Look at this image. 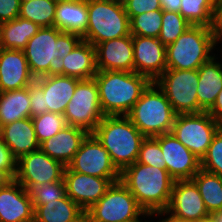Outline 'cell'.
<instances>
[{"mask_svg":"<svg viewBox=\"0 0 222 222\" xmlns=\"http://www.w3.org/2000/svg\"><path fill=\"white\" fill-rule=\"evenodd\" d=\"M120 180L147 215L167 209L175 181L167 170L135 162L121 172Z\"/></svg>","mask_w":222,"mask_h":222,"instance_id":"6da1fadb","label":"cell"},{"mask_svg":"<svg viewBox=\"0 0 222 222\" xmlns=\"http://www.w3.org/2000/svg\"><path fill=\"white\" fill-rule=\"evenodd\" d=\"M93 78L104 116H127L152 82L144 75L126 71H97Z\"/></svg>","mask_w":222,"mask_h":222,"instance_id":"7a4b0ae2","label":"cell"},{"mask_svg":"<svg viewBox=\"0 0 222 222\" xmlns=\"http://www.w3.org/2000/svg\"><path fill=\"white\" fill-rule=\"evenodd\" d=\"M82 40L81 35L62 32L55 26L41 27L23 49L31 74L38 78L55 73L59 60Z\"/></svg>","mask_w":222,"mask_h":222,"instance_id":"3957f363","label":"cell"},{"mask_svg":"<svg viewBox=\"0 0 222 222\" xmlns=\"http://www.w3.org/2000/svg\"><path fill=\"white\" fill-rule=\"evenodd\" d=\"M92 133L120 172L137 161L146 138L127 116H104Z\"/></svg>","mask_w":222,"mask_h":222,"instance_id":"277c9868","label":"cell"},{"mask_svg":"<svg viewBox=\"0 0 222 222\" xmlns=\"http://www.w3.org/2000/svg\"><path fill=\"white\" fill-rule=\"evenodd\" d=\"M176 115L163 90L153 81L127 117L145 137H156L171 132Z\"/></svg>","mask_w":222,"mask_h":222,"instance_id":"5b68a950","label":"cell"},{"mask_svg":"<svg viewBox=\"0 0 222 222\" xmlns=\"http://www.w3.org/2000/svg\"><path fill=\"white\" fill-rule=\"evenodd\" d=\"M215 28L191 25L174 43L166 46L167 69L198 70L213 56Z\"/></svg>","mask_w":222,"mask_h":222,"instance_id":"8992f818","label":"cell"},{"mask_svg":"<svg viewBox=\"0 0 222 222\" xmlns=\"http://www.w3.org/2000/svg\"><path fill=\"white\" fill-rule=\"evenodd\" d=\"M88 25L82 39L93 46L130 35V19L122 0H87Z\"/></svg>","mask_w":222,"mask_h":222,"instance_id":"52a82bcc","label":"cell"},{"mask_svg":"<svg viewBox=\"0 0 222 222\" xmlns=\"http://www.w3.org/2000/svg\"><path fill=\"white\" fill-rule=\"evenodd\" d=\"M86 213L91 222H140V216L147 215L121 180L114 182Z\"/></svg>","mask_w":222,"mask_h":222,"instance_id":"ba28073f","label":"cell"},{"mask_svg":"<svg viewBox=\"0 0 222 222\" xmlns=\"http://www.w3.org/2000/svg\"><path fill=\"white\" fill-rule=\"evenodd\" d=\"M198 81V70L166 69L155 83L163 90L178 115L204 111L198 103Z\"/></svg>","mask_w":222,"mask_h":222,"instance_id":"9c48e42d","label":"cell"},{"mask_svg":"<svg viewBox=\"0 0 222 222\" xmlns=\"http://www.w3.org/2000/svg\"><path fill=\"white\" fill-rule=\"evenodd\" d=\"M220 127L221 124L207 111L178 114L175 117L171 133L201 160Z\"/></svg>","mask_w":222,"mask_h":222,"instance_id":"30bf717a","label":"cell"},{"mask_svg":"<svg viewBox=\"0 0 222 222\" xmlns=\"http://www.w3.org/2000/svg\"><path fill=\"white\" fill-rule=\"evenodd\" d=\"M67 125L92 133L104 118L99 102L98 86L94 78L80 80L64 112Z\"/></svg>","mask_w":222,"mask_h":222,"instance_id":"8fae6325","label":"cell"},{"mask_svg":"<svg viewBox=\"0 0 222 222\" xmlns=\"http://www.w3.org/2000/svg\"><path fill=\"white\" fill-rule=\"evenodd\" d=\"M67 167L71 171L100 178L121 177L108 151L93 133L87 134Z\"/></svg>","mask_w":222,"mask_h":222,"instance_id":"7c38bea8","label":"cell"},{"mask_svg":"<svg viewBox=\"0 0 222 222\" xmlns=\"http://www.w3.org/2000/svg\"><path fill=\"white\" fill-rule=\"evenodd\" d=\"M65 168L63 163L38 149L17 159L14 180L29 190L34 185L63 180Z\"/></svg>","mask_w":222,"mask_h":222,"instance_id":"4fadbf2b","label":"cell"},{"mask_svg":"<svg viewBox=\"0 0 222 222\" xmlns=\"http://www.w3.org/2000/svg\"><path fill=\"white\" fill-rule=\"evenodd\" d=\"M160 144L166 170L176 180H191L201 169V160L171 132L154 137Z\"/></svg>","mask_w":222,"mask_h":222,"instance_id":"5bb4252c","label":"cell"},{"mask_svg":"<svg viewBox=\"0 0 222 222\" xmlns=\"http://www.w3.org/2000/svg\"><path fill=\"white\" fill-rule=\"evenodd\" d=\"M66 195L85 212L90 209L120 178H100L71 171L67 166L64 171Z\"/></svg>","mask_w":222,"mask_h":222,"instance_id":"9a60e30c","label":"cell"},{"mask_svg":"<svg viewBox=\"0 0 222 222\" xmlns=\"http://www.w3.org/2000/svg\"><path fill=\"white\" fill-rule=\"evenodd\" d=\"M166 211L190 222H202L210 218L201 194L192 180L174 181Z\"/></svg>","mask_w":222,"mask_h":222,"instance_id":"2e32d148","label":"cell"},{"mask_svg":"<svg viewBox=\"0 0 222 222\" xmlns=\"http://www.w3.org/2000/svg\"><path fill=\"white\" fill-rule=\"evenodd\" d=\"M134 72L155 81L166 69V46L158 39L132 35Z\"/></svg>","mask_w":222,"mask_h":222,"instance_id":"e0dca14e","label":"cell"},{"mask_svg":"<svg viewBox=\"0 0 222 222\" xmlns=\"http://www.w3.org/2000/svg\"><path fill=\"white\" fill-rule=\"evenodd\" d=\"M97 71L134 72L132 34L95 46Z\"/></svg>","mask_w":222,"mask_h":222,"instance_id":"ac0fdd59","label":"cell"},{"mask_svg":"<svg viewBox=\"0 0 222 222\" xmlns=\"http://www.w3.org/2000/svg\"><path fill=\"white\" fill-rule=\"evenodd\" d=\"M34 81L23 50L0 48V92L26 88Z\"/></svg>","mask_w":222,"mask_h":222,"instance_id":"d6986e66","label":"cell"},{"mask_svg":"<svg viewBox=\"0 0 222 222\" xmlns=\"http://www.w3.org/2000/svg\"><path fill=\"white\" fill-rule=\"evenodd\" d=\"M34 206L28 190L13 180L0 187V222H33Z\"/></svg>","mask_w":222,"mask_h":222,"instance_id":"ffe728a7","label":"cell"},{"mask_svg":"<svg viewBox=\"0 0 222 222\" xmlns=\"http://www.w3.org/2000/svg\"><path fill=\"white\" fill-rule=\"evenodd\" d=\"M79 81L56 73L35 78V82L43 89L44 108H48V112L63 115Z\"/></svg>","mask_w":222,"mask_h":222,"instance_id":"44dd1931","label":"cell"},{"mask_svg":"<svg viewBox=\"0 0 222 222\" xmlns=\"http://www.w3.org/2000/svg\"><path fill=\"white\" fill-rule=\"evenodd\" d=\"M55 73L80 80L93 78L97 73L95 47L82 40L66 57L59 60Z\"/></svg>","mask_w":222,"mask_h":222,"instance_id":"7402d4cb","label":"cell"},{"mask_svg":"<svg viewBox=\"0 0 222 222\" xmlns=\"http://www.w3.org/2000/svg\"><path fill=\"white\" fill-rule=\"evenodd\" d=\"M88 132L80 127L66 125L56 135L40 144V149L51 158L67 166Z\"/></svg>","mask_w":222,"mask_h":222,"instance_id":"603a6c76","label":"cell"},{"mask_svg":"<svg viewBox=\"0 0 222 222\" xmlns=\"http://www.w3.org/2000/svg\"><path fill=\"white\" fill-rule=\"evenodd\" d=\"M0 138L18 159L40 149L31 117L6 124L0 129Z\"/></svg>","mask_w":222,"mask_h":222,"instance_id":"cb8c5ba5","label":"cell"},{"mask_svg":"<svg viewBox=\"0 0 222 222\" xmlns=\"http://www.w3.org/2000/svg\"><path fill=\"white\" fill-rule=\"evenodd\" d=\"M88 25L87 0H57L54 26L83 36Z\"/></svg>","mask_w":222,"mask_h":222,"instance_id":"d4e9b609","label":"cell"},{"mask_svg":"<svg viewBox=\"0 0 222 222\" xmlns=\"http://www.w3.org/2000/svg\"><path fill=\"white\" fill-rule=\"evenodd\" d=\"M215 54L198 68L197 97L199 106L208 111L222 90V64L216 62Z\"/></svg>","mask_w":222,"mask_h":222,"instance_id":"484cf974","label":"cell"},{"mask_svg":"<svg viewBox=\"0 0 222 222\" xmlns=\"http://www.w3.org/2000/svg\"><path fill=\"white\" fill-rule=\"evenodd\" d=\"M40 28L38 24L21 17L0 23V48L23 50Z\"/></svg>","mask_w":222,"mask_h":222,"instance_id":"4316f807","label":"cell"},{"mask_svg":"<svg viewBox=\"0 0 222 222\" xmlns=\"http://www.w3.org/2000/svg\"><path fill=\"white\" fill-rule=\"evenodd\" d=\"M85 211L71 198L65 195L55 201H46V204L34 208L33 222H74Z\"/></svg>","mask_w":222,"mask_h":222,"instance_id":"83f0119b","label":"cell"},{"mask_svg":"<svg viewBox=\"0 0 222 222\" xmlns=\"http://www.w3.org/2000/svg\"><path fill=\"white\" fill-rule=\"evenodd\" d=\"M31 117L28 87L0 92V127Z\"/></svg>","mask_w":222,"mask_h":222,"instance_id":"f1b7e54d","label":"cell"},{"mask_svg":"<svg viewBox=\"0 0 222 222\" xmlns=\"http://www.w3.org/2000/svg\"><path fill=\"white\" fill-rule=\"evenodd\" d=\"M191 180L196 184L209 214L222 210V176L201 168Z\"/></svg>","mask_w":222,"mask_h":222,"instance_id":"f546056e","label":"cell"},{"mask_svg":"<svg viewBox=\"0 0 222 222\" xmlns=\"http://www.w3.org/2000/svg\"><path fill=\"white\" fill-rule=\"evenodd\" d=\"M179 13L192 25L215 28L218 5L214 0H181Z\"/></svg>","mask_w":222,"mask_h":222,"instance_id":"4dcf8cb0","label":"cell"},{"mask_svg":"<svg viewBox=\"0 0 222 222\" xmlns=\"http://www.w3.org/2000/svg\"><path fill=\"white\" fill-rule=\"evenodd\" d=\"M57 0L21 1L19 17L30 20L40 27L54 26Z\"/></svg>","mask_w":222,"mask_h":222,"instance_id":"1f68e13d","label":"cell"},{"mask_svg":"<svg viewBox=\"0 0 222 222\" xmlns=\"http://www.w3.org/2000/svg\"><path fill=\"white\" fill-rule=\"evenodd\" d=\"M191 25L179 12L162 10V25L158 39L167 46L174 43Z\"/></svg>","mask_w":222,"mask_h":222,"instance_id":"d6a6232c","label":"cell"},{"mask_svg":"<svg viewBox=\"0 0 222 222\" xmlns=\"http://www.w3.org/2000/svg\"><path fill=\"white\" fill-rule=\"evenodd\" d=\"M162 25V10L136 15L130 19L132 35L158 38Z\"/></svg>","mask_w":222,"mask_h":222,"instance_id":"836d02e7","label":"cell"},{"mask_svg":"<svg viewBox=\"0 0 222 222\" xmlns=\"http://www.w3.org/2000/svg\"><path fill=\"white\" fill-rule=\"evenodd\" d=\"M32 121L39 144L56 135L67 125L64 115L52 112L32 117Z\"/></svg>","mask_w":222,"mask_h":222,"instance_id":"e575fe53","label":"cell"},{"mask_svg":"<svg viewBox=\"0 0 222 222\" xmlns=\"http://www.w3.org/2000/svg\"><path fill=\"white\" fill-rule=\"evenodd\" d=\"M28 193L33 202L34 208H38L46 204V201H55L61 199L66 195V186L64 179L55 182H45L40 185H34Z\"/></svg>","mask_w":222,"mask_h":222,"instance_id":"d590c367","label":"cell"},{"mask_svg":"<svg viewBox=\"0 0 222 222\" xmlns=\"http://www.w3.org/2000/svg\"><path fill=\"white\" fill-rule=\"evenodd\" d=\"M201 168L222 176V127L213 136L205 156L201 159Z\"/></svg>","mask_w":222,"mask_h":222,"instance_id":"8d00e7d4","label":"cell"},{"mask_svg":"<svg viewBox=\"0 0 222 222\" xmlns=\"http://www.w3.org/2000/svg\"><path fill=\"white\" fill-rule=\"evenodd\" d=\"M159 142L154 137H146L140 146L138 163L166 170V163Z\"/></svg>","mask_w":222,"mask_h":222,"instance_id":"74e56055","label":"cell"},{"mask_svg":"<svg viewBox=\"0 0 222 222\" xmlns=\"http://www.w3.org/2000/svg\"><path fill=\"white\" fill-rule=\"evenodd\" d=\"M122 2L129 19L145 12L162 10L160 0H122Z\"/></svg>","mask_w":222,"mask_h":222,"instance_id":"f35d334b","label":"cell"},{"mask_svg":"<svg viewBox=\"0 0 222 222\" xmlns=\"http://www.w3.org/2000/svg\"><path fill=\"white\" fill-rule=\"evenodd\" d=\"M30 93V110L31 118L48 112V108H44L43 89L34 81L28 86Z\"/></svg>","mask_w":222,"mask_h":222,"instance_id":"ab89813d","label":"cell"},{"mask_svg":"<svg viewBox=\"0 0 222 222\" xmlns=\"http://www.w3.org/2000/svg\"><path fill=\"white\" fill-rule=\"evenodd\" d=\"M0 170L6 171L13 179L17 171V158L0 138Z\"/></svg>","mask_w":222,"mask_h":222,"instance_id":"60d3db41","label":"cell"},{"mask_svg":"<svg viewBox=\"0 0 222 222\" xmlns=\"http://www.w3.org/2000/svg\"><path fill=\"white\" fill-rule=\"evenodd\" d=\"M21 0H0V23L19 17Z\"/></svg>","mask_w":222,"mask_h":222,"instance_id":"b9f144b4","label":"cell"},{"mask_svg":"<svg viewBox=\"0 0 222 222\" xmlns=\"http://www.w3.org/2000/svg\"><path fill=\"white\" fill-rule=\"evenodd\" d=\"M217 122L222 123V90L218 93L213 106L207 111Z\"/></svg>","mask_w":222,"mask_h":222,"instance_id":"7bdbcfd3","label":"cell"},{"mask_svg":"<svg viewBox=\"0 0 222 222\" xmlns=\"http://www.w3.org/2000/svg\"><path fill=\"white\" fill-rule=\"evenodd\" d=\"M162 10L179 12L181 0H160Z\"/></svg>","mask_w":222,"mask_h":222,"instance_id":"ee69618b","label":"cell"},{"mask_svg":"<svg viewBox=\"0 0 222 222\" xmlns=\"http://www.w3.org/2000/svg\"><path fill=\"white\" fill-rule=\"evenodd\" d=\"M155 214H157L158 216L159 215L163 216L165 214H167V215L169 214L170 215V216H168L167 218L163 219L160 222H190V221H186L184 219L177 218V217L173 216L172 214L168 213L166 210L155 212V213H153L151 215H147V217H149V216L152 217Z\"/></svg>","mask_w":222,"mask_h":222,"instance_id":"f6af8a7d","label":"cell"},{"mask_svg":"<svg viewBox=\"0 0 222 222\" xmlns=\"http://www.w3.org/2000/svg\"><path fill=\"white\" fill-rule=\"evenodd\" d=\"M14 179L4 170H0V187L7 186Z\"/></svg>","mask_w":222,"mask_h":222,"instance_id":"bcb514c9","label":"cell"},{"mask_svg":"<svg viewBox=\"0 0 222 222\" xmlns=\"http://www.w3.org/2000/svg\"><path fill=\"white\" fill-rule=\"evenodd\" d=\"M215 31H222V3L218 5Z\"/></svg>","mask_w":222,"mask_h":222,"instance_id":"7dc6e473","label":"cell"},{"mask_svg":"<svg viewBox=\"0 0 222 222\" xmlns=\"http://www.w3.org/2000/svg\"><path fill=\"white\" fill-rule=\"evenodd\" d=\"M210 218L214 222H222V210L214 211L210 214Z\"/></svg>","mask_w":222,"mask_h":222,"instance_id":"c3c4849f","label":"cell"},{"mask_svg":"<svg viewBox=\"0 0 222 222\" xmlns=\"http://www.w3.org/2000/svg\"><path fill=\"white\" fill-rule=\"evenodd\" d=\"M74 222H91L89 215L85 212L80 218Z\"/></svg>","mask_w":222,"mask_h":222,"instance_id":"681fc988","label":"cell"},{"mask_svg":"<svg viewBox=\"0 0 222 222\" xmlns=\"http://www.w3.org/2000/svg\"><path fill=\"white\" fill-rule=\"evenodd\" d=\"M222 40V31H215V44Z\"/></svg>","mask_w":222,"mask_h":222,"instance_id":"f907efd6","label":"cell"},{"mask_svg":"<svg viewBox=\"0 0 222 222\" xmlns=\"http://www.w3.org/2000/svg\"><path fill=\"white\" fill-rule=\"evenodd\" d=\"M202 222H214L211 218H208L206 220H203Z\"/></svg>","mask_w":222,"mask_h":222,"instance_id":"816d5d0a","label":"cell"},{"mask_svg":"<svg viewBox=\"0 0 222 222\" xmlns=\"http://www.w3.org/2000/svg\"><path fill=\"white\" fill-rule=\"evenodd\" d=\"M216 2L217 5H219L220 3H222V0H214Z\"/></svg>","mask_w":222,"mask_h":222,"instance_id":"f5cc1de1","label":"cell"}]
</instances>
